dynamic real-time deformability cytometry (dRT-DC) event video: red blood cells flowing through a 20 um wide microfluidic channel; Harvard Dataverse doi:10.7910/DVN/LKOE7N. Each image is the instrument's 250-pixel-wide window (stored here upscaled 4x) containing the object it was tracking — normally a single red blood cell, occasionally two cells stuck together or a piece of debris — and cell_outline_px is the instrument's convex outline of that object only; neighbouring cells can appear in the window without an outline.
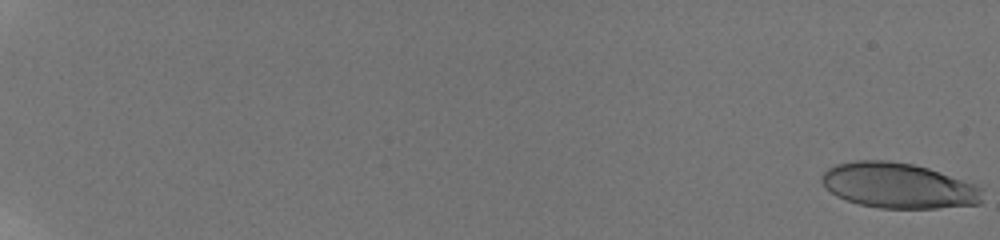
{"species": "human", "species_latin": "Homo sapiens", "temperature_condition": "room temperature", "stored_images_in_passage": 51, "camera_frame_rate_fps": 3000, "um_per_image_px": 0.085, "donor": {"sex": "male"}, "frame": {"image": 1, "passage_image": 1, "time_ms": 0.0, "image_size_px": [1000, 240], "cell_outline_px": [[984, 188], [980, 204], [936, 208], [880, 208], [860, 204], [836, 196], [824, 188], [820, 180], [820, 176], [828, 168], [836, 164], [856, 160], [888, 160], [912, 164], [928, 168], [976, 184]], "centroid_in_image_um": [76.35, 15.77], "position_along_channel_um": 8.6, "area_um2": 42.71}}
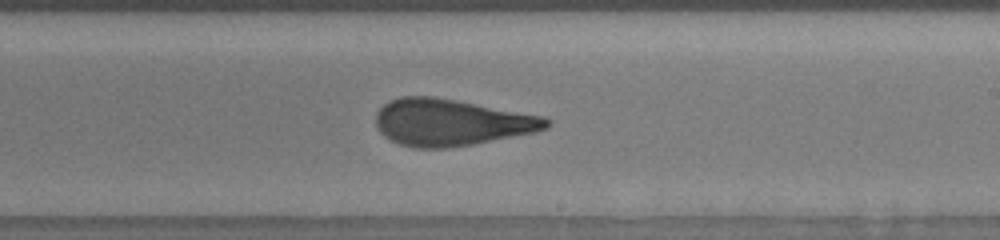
{"frame": {"image": 2, "passage_image": 39, "time_ms": 13.0, "image_size_px": [1000, 240], "cell_outline_px": [[552, 124], [548, 128], [536, 132], [472, 144], [444, 148], [416, 148], [400, 144], [384, 136], [380, 132], [376, 124], [376, 112], [388, 100], [400, 96], [432, 96], [456, 100], [544, 116], [552, 120]], "centroid_in_image_um": [38.36, 10.39], "position_along_channel_um": 250.6, "area_um2": 46.47}}
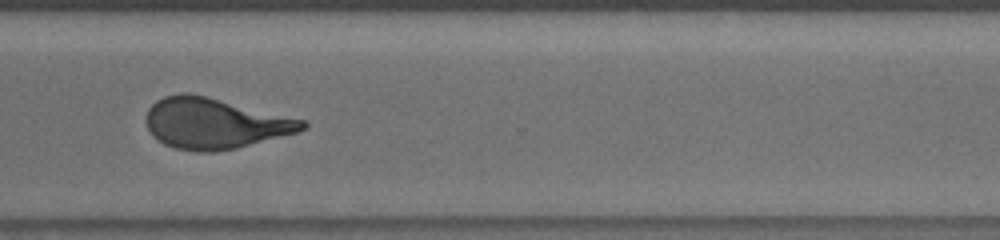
{"frame": {"image": 3, "passage_image": 45, "time_ms": 15.667, "image_size_px": [1000, 240], "cell_outline_px": [[308, 124], [304, 128], [296, 132], [236, 148], [212, 152], [196, 152], [176, 148], [164, 144], [152, 136], [144, 120], [144, 116], [148, 108], [156, 100], [164, 96], [180, 92], [188, 92], [208, 96], [308, 120]], "centroid_in_image_um": [18.21, 10.46], "position_along_channel_um": 352.4, "area_um2": 46.59}, "authors_computed_cell_mechanics": {"area_um2": 45.0262, "velocity_mm_per_s": 3.8295, "shape_relaxation_time_tau1_ms": 7.5788, "shape_relaxation_time_tau2_ms": 1.3956, "deformation_change_tau1": 0.2512, "deformation_change_tau2": 0.1019}}